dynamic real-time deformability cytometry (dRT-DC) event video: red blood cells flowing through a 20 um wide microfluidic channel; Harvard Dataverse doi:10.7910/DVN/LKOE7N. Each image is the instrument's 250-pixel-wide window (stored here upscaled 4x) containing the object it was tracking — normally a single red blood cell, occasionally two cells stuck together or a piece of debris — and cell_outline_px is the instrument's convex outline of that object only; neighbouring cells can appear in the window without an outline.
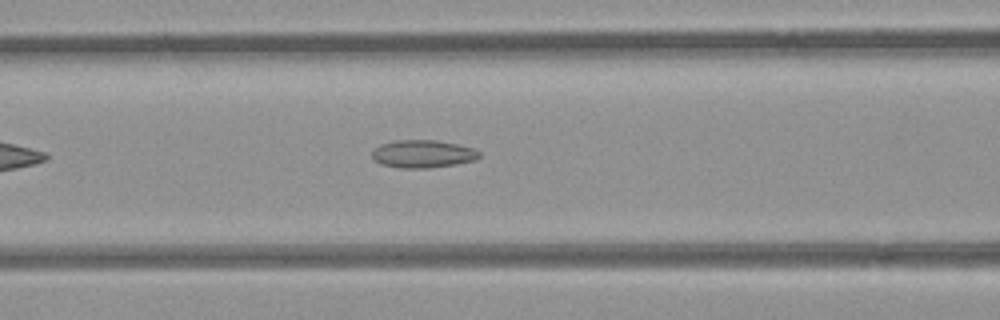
{"species": "common noctule bat (a hibernating species)", "species_latin": "Nyctalus noctula", "temperature_condition": "room temperature", "stored_images_in_passage": 39, "camera_frame_rate_fps": 3000, "um_per_image_px": 0.085, "animal": {"sex": "female", "body_mass_g": 21.9}, "frame": {"image": 1, "passage_image": 8, "time_ms": 2.333, "image_size_px": [1000, 320], "cell_outline_px": [[480, 156], [476, 160], [456, 164], [428, 168], [400, 168], [380, 164], [372, 160], [372, 152], [380, 144], [396, 140], [436, 140], [476, 148], [480, 152]], "centroid_in_image_um": [35.94, 13.08], "position_along_channel_um": 130.7, "area_um2": 17.51}}
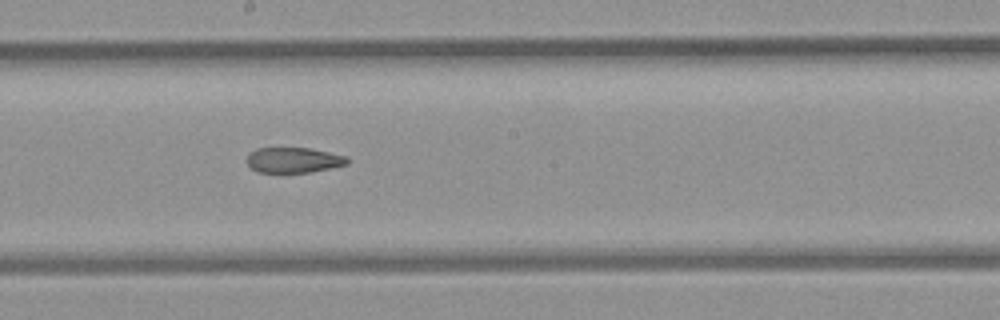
{"frame": {"image": 2, "passage_image": 15, "time_ms": 4.667, "image_size_px": [1000, 320], "cell_outline_px": [[348, 164], [308, 172], [256, 172], [248, 164], [248, 152], [256, 148], [308, 148], [348, 156]], "centroid_in_image_um": [24.93, 13.59], "position_along_channel_um": 223.3, "area_um2": 14.68}}
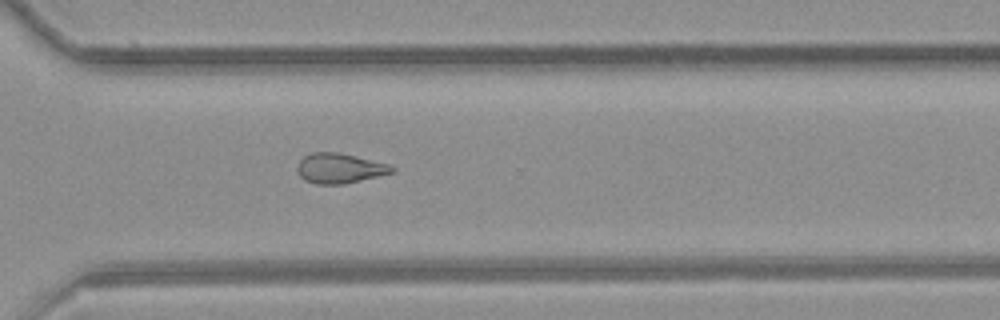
{"frame": {"image": 3, "passage_image": 24, "time_ms": 7.667, "image_size_px": [1000, 320], "cell_outline_px": [[396, 172], [344, 184], [316, 184], [304, 180], [300, 176], [296, 168], [296, 164], [304, 156], [312, 152], [340, 152], [388, 164], [396, 168]], "centroid_in_image_um": [28.86, 14.3], "position_along_channel_um": 341.7, "area_um2": 16.7}, "authors_computed_cell_mechanics": {"area_um2": 17.051, "velocity_mm_per_s": 3.9674, "shape_relaxation_time_tau1_ms": null, "shape_relaxation_time_tau2_ms": 3.2607, "deformation_change_tau1": null, "deformation_change_tau2": 0.112}}